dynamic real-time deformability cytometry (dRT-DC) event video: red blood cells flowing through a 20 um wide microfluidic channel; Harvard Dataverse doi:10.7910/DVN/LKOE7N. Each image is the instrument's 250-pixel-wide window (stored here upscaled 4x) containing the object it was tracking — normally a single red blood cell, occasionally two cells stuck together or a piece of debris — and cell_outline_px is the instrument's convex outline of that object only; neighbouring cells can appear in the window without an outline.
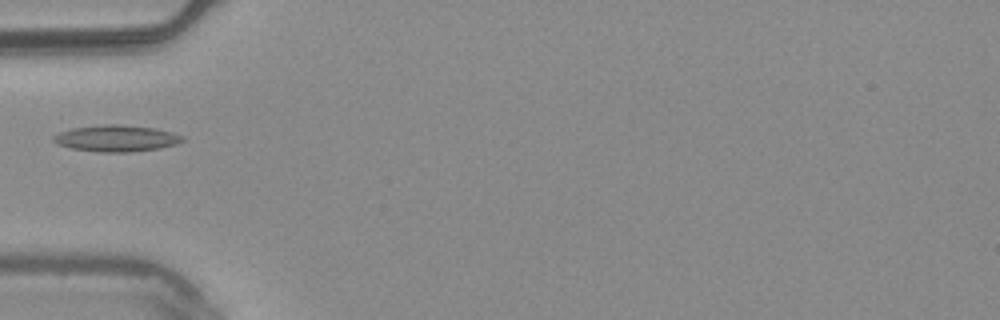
{"species": "common noctule bat (a hibernating species)", "species_latin": "Nyctalus noctula", "temperature_condition": "warm", "stored_images_in_passage": 3, "camera_frame_rate_fps": 3000, "um_per_image_px": 0.085, "animal": {"sex": "male", "body_mass_g": 20.4}, "frame": {"image": 1, "passage_image": 2, "time_ms": 0.333, "image_size_px": [1000, 320], "cell_outline_px": [[184, 140], [176, 144], [160, 148], [128, 152], [100, 152], [72, 148], [56, 144], [52, 140], [52, 136], [60, 132], [72, 128], [108, 124], [120, 124], [156, 128], [172, 132], [184, 136]], "centroid_in_image_um": [9.89, 11.75], "position_along_channel_um": 75.1, "area_um2": 19.88}}